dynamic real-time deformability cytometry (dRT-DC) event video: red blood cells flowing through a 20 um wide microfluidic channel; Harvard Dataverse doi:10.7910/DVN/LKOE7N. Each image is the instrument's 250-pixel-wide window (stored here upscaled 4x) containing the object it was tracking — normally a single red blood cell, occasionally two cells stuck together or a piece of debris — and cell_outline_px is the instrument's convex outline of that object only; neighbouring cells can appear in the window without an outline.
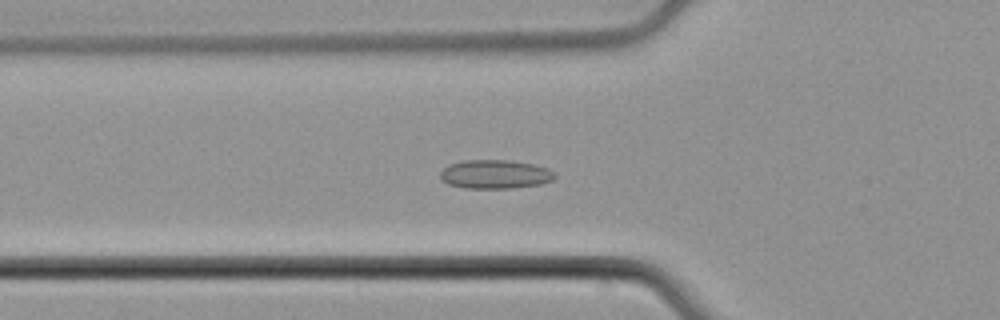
{"species": "common noctule bat (a hibernating species)", "species_latin": "Nyctalus noctula", "temperature_condition": "cold", "stored_images_in_passage": 56, "camera_frame_rate_fps": 3000, "um_per_image_px": 0.085, "animal": {"sex": "male", "body_mass_g": 21.5, "forearm_length_mm": 52.0}, "frame": {"image": 1, "passage_image": 20, "time_ms": 6.333, "image_size_px": [1000, 320], "cell_outline_px": [[556, 176], [552, 180], [540, 184], [512, 188], [464, 188], [448, 184], [440, 180], [440, 172], [448, 164], [464, 160], [512, 160], [532, 164], [548, 168]], "centroid_in_image_um": [42.04, 14.81], "position_along_channel_um": 83.8, "area_um2": 19.31}}
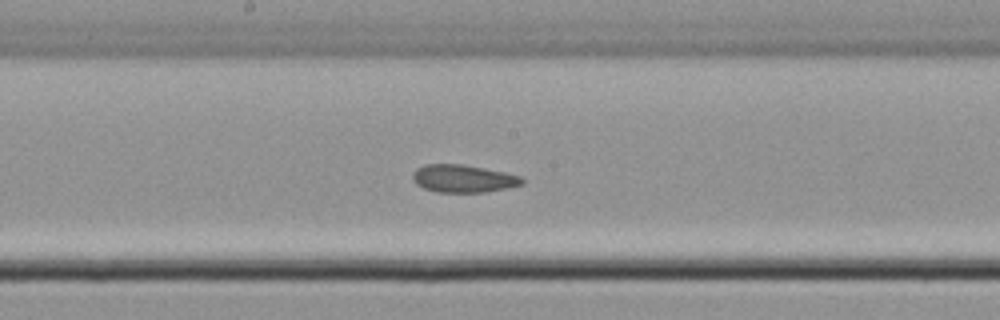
{"frame": {"image": 2, "passage_image": 30, "time_ms": 9.667, "image_size_px": [1000, 320], "cell_outline_px": [[524, 184], [508, 188], [484, 192], [436, 192], [424, 188], [416, 184], [412, 180], [412, 172], [416, 168], [424, 164], [460, 164], [484, 168], [504, 172], [520, 176], [524, 180]], "centroid_in_image_um": [39.35, 15.18], "position_along_channel_um": 208.9, "area_um2": 17.74}}
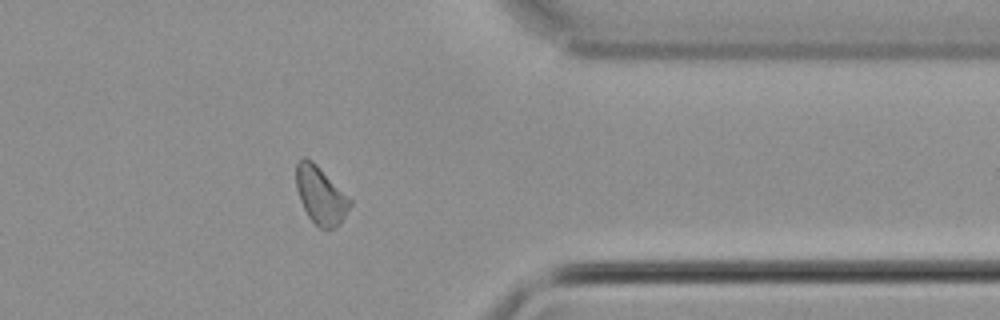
{"frame": {"image": 3, "passage_image": 45, "time_ms": 14.667, "image_size_px": [1000, 320], "cell_outline_px": [[352, 204], [340, 224], [332, 228], [320, 228], [308, 216], [300, 200], [296, 188], [296, 164], [304, 156], [312, 160], [352, 200]], "centroid_in_image_um": [27.25, 16.59], "position_along_channel_um": 384.1, "area_um2": 17.86}, "authors_computed_cell_mechanics": {"area_um2": 18.2648, "velocity_mm_per_s": 3.7625, "shape_relaxation_time_tau1_ms": null, "shape_relaxation_time_tau2_ms": 5.1843, "deformation_change_tau1": null, "deformation_change_tau2": 0.1043}}